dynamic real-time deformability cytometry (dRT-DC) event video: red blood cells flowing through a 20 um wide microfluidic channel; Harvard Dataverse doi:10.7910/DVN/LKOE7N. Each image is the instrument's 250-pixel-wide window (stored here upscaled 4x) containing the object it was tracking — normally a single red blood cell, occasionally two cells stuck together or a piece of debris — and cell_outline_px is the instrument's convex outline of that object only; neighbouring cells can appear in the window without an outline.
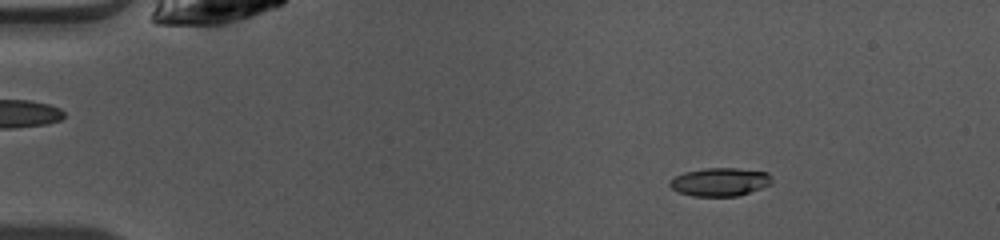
{"species": "common noctule bat (a hibernating species)", "species_latin": "Nyctalus noctula", "temperature_condition": "warm", "stored_images_in_passage": 49, "camera_frame_rate_fps": 3000, "um_per_image_px": 0.085, "animal": {"sex": "female", "body_mass_g": 10.0, "forearm_length_mm": 53.1}, "frame": {"image": 1, "passage_image": 7, "time_ms": 2.0, "image_size_px": [1000, 240], "cell_outline_px": [[772, 184], [736, 196], [692, 196], [680, 192], [672, 188], [668, 184], [668, 180], [684, 172], [708, 168], [740, 168], [768, 172], [772, 176]], "centroid_in_image_um": [61.21, 15.45], "position_along_channel_um": 23.8, "area_um2": 16.82}}
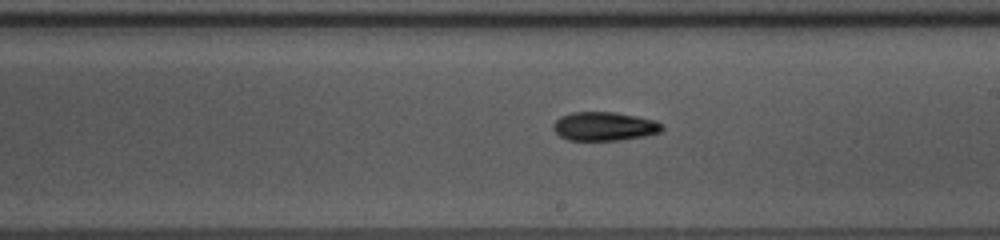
{"frame": {"image": 2, "passage_image": 28, "time_ms": 9.0, "image_size_px": [1000, 240], "cell_outline_px": [[664, 128], [660, 132], [644, 136], [620, 140], [568, 140], [560, 136], [552, 128], [552, 124], [560, 116], [572, 112], [616, 112], [636, 116], [652, 120], [664, 124]], "centroid_in_image_um": [51.35, 10.73], "position_along_channel_um": 237.6, "area_um2": 18.26}}
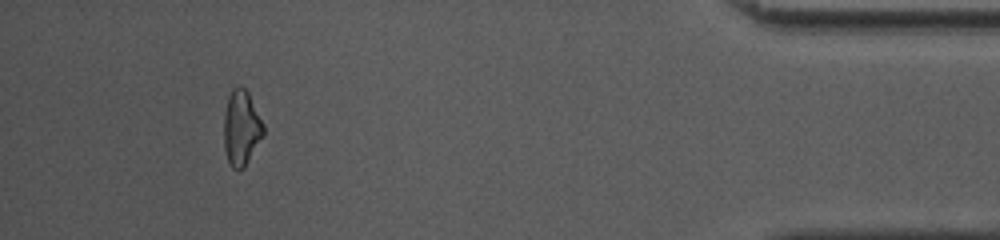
{"frame": {"image": 3, "passage_image": 45, "time_ms": 14.667, "image_size_px": [1000, 240], "cell_outline_px": [[264, 136], [244, 168], [240, 172], [232, 168], [228, 164], [224, 148], [224, 112], [228, 96], [232, 88], [240, 84], [248, 92], [264, 124]], "centroid_in_image_um": [20.51, 10.9], "position_along_channel_um": 414.7, "area_um2": 17.8}, "authors_computed_cell_mechanics": {"area_um2": 17.5134, "velocity_mm_per_s": 4.0993, "shape_relaxation_time_tau1_ms": 3.6008, "shape_relaxation_time_tau2_ms": null, "deformation_change_tau1": 0.1323, "deformation_change_tau2": null}}